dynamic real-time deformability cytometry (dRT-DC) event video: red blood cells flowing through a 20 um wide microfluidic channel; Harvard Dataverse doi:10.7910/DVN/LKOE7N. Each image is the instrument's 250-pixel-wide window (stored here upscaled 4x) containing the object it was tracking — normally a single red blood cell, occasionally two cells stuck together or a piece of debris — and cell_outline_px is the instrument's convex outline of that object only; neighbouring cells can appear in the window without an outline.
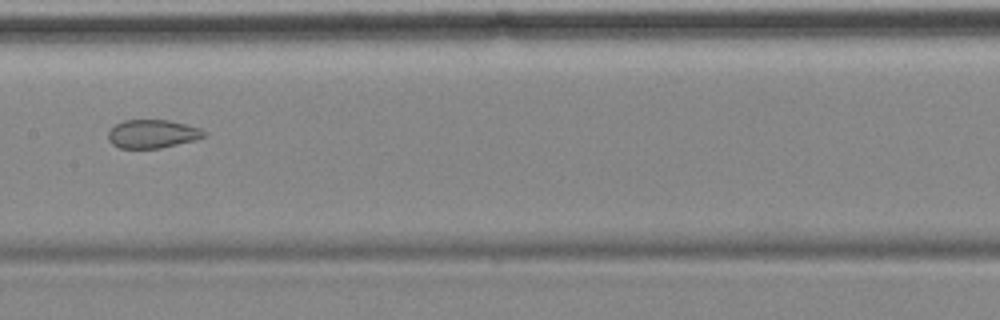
{"species": "common noctule bat (a hibernating species)", "species_latin": "Nyctalus noctula", "temperature_condition": "cold", "stored_images_in_passage": 8, "camera_frame_rate_fps": 3000, "um_per_image_px": 0.085, "animal": {"sex": "female", "body_mass_g": 18.4}, "frame": {"image": 1, "passage_image": 7, "time_ms": 8.0, "image_size_px": [1000, 320], "cell_outline_px": [[208, 132], [204, 136], [196, 140], [160, 148], [120, 148], [112, 144], [108, 140], [108, 132], [116, 124], [124, 120], [168, 120], [200, 128]], "centroid_in_image_um": [12.96, 11.38], "position_along_channel_um": 194.4, "area_um2": 15.84}}
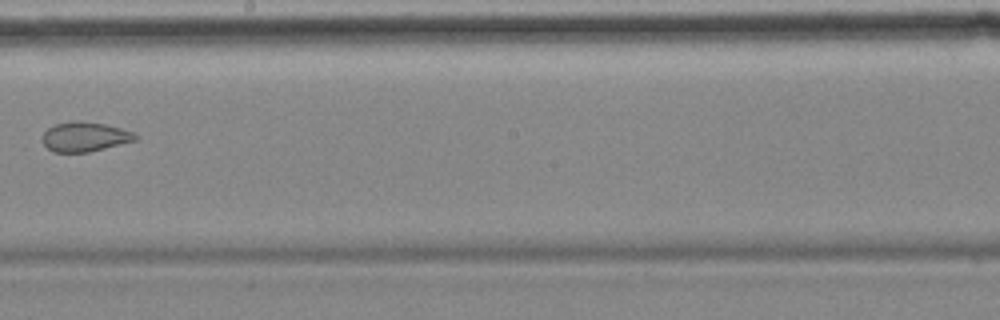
{"frame": {"image": 2, "passage_image": 8, "time_ms": 9.333, "image_size_px": [1000, 320], "cell_outline_px": [[140, 136], [136, 140], [88, 152], [52, 152], [44, 144], [44, 132], [48, 128], [56, 124], [72, 120], [80, 120], [104, 124], [136, 132]], "centroid_in_image_um": [7.24, 11.61], "position_along_channel_um": 241.0, "area_um2": 16.01}}